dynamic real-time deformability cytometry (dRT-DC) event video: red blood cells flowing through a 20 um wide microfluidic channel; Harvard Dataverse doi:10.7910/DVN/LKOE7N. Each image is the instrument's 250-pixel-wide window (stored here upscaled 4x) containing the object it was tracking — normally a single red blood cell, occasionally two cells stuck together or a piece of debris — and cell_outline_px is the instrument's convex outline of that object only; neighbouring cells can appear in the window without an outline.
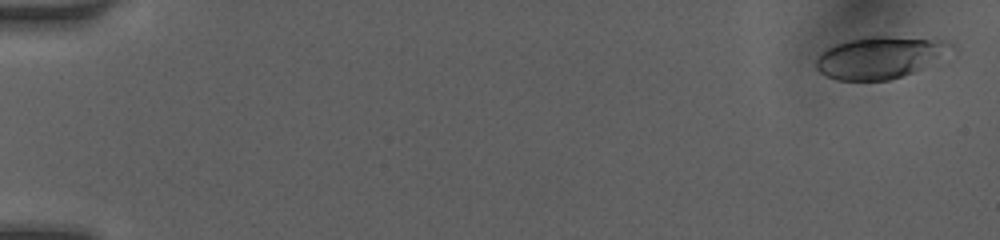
{"species": "human", "species_latin": "Homo sapiens", "temperature_condition": "room temperature", "stored_images_in_passage": 10, "camera_frame_rate_fps": 3000, "um_per_image_px": 0.085, "donor": {"sex": "female"}, "frame": {"image": 1, "passage_image": 1, "time_ms": 0.0, "image_size_px": [1000, 240], "cell_outline_px": [[956, 48], [920, 68], [912, 72], [888, 80], [836, 80], [820, 72], [816, 68], [816, 60], [820, 52], [836, 44], [848, 40], [864, 36], [888, 36], [948, 40]], "centroid_in_image_um": [74.76, 4.86], "position_along_channel_um": 10.2, "area_um2": 32.71}}
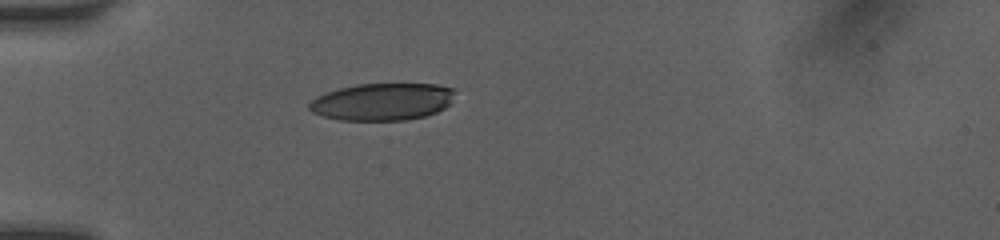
{"frame": {"image": 2, "passage_image": 7, "time_ms": 4.667, "image_size_px": [1000, 240], "cell_outline_px": [[456, 92], [448, 104], [444, 108], [436, 112], [424, 116], [404, 120], [340, 120], [324, 116], [312, 112], [308, 108], [308, 104], [316, 96], [340, 88], [356, 84], [436, 84], [452, 88]], "centroid_in_image_um": [32.49, 8.64], "position_along_channel_um": 52.5, "area_um2": 31.44}}
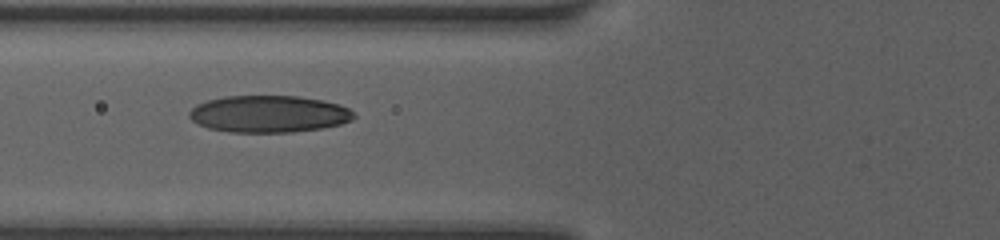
{"frame": {"image": 3, "passage_image": 9, "time_ms": 6.333, "image_size_px": [1000, 240], "cell_outline_px": [[356, 116], [352, 120], [340, 124], [324, 128], [292, 132], [232, 132], [208, 128], [192, 120], [188, 116], [188, 112], [196, 104], [208, 100], [224, 96], [300, 96], [324, 100], [340, 104], [348, 108]], "centroid_in_image_um": [22.87, 9.68], "position_along_channel_um": 102.9, "area_um2": 35.6}}